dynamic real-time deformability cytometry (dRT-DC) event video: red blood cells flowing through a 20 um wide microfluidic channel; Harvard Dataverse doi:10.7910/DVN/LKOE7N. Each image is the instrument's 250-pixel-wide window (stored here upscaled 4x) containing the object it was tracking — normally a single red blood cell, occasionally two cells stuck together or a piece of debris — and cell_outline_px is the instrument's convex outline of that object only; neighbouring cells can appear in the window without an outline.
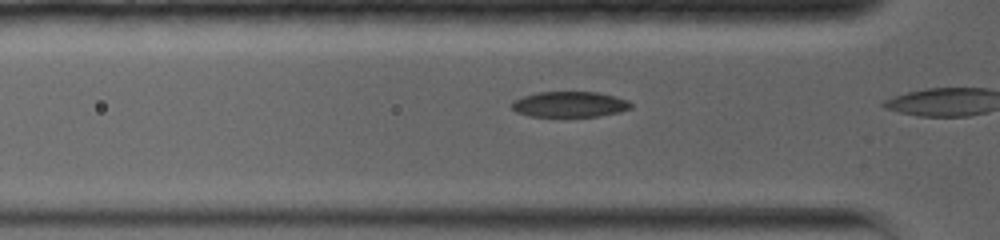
{"species": "common noctule bat (a hibernating species)", "species_latin": "Nyctalus noctula", "temperature_condition": "warm", "stored_images_in_passage": 7, "camera_frame_rate_fps": 5000, "um_per_image_px": 0.085, "animal": {"sex": "female", "body_mass_g": 19.0, "forearm_length_mm": 56.7}, "frame": {"image": 1, "passage_image": 6, "time_ms": 1.2, "image_size_px": [1000, 240], "cell_outline_px": [[632, 108], [620, 112], [600, 116], [528, 116], [516, 112], [512, 108], [512, 100], [536, 92], [600, 92], [628, 100], [632, 104]], "centroid_in_image_um": [48.43, 8.86], "position_along_channel_um": 77.4, "area_um2": 17.86}}